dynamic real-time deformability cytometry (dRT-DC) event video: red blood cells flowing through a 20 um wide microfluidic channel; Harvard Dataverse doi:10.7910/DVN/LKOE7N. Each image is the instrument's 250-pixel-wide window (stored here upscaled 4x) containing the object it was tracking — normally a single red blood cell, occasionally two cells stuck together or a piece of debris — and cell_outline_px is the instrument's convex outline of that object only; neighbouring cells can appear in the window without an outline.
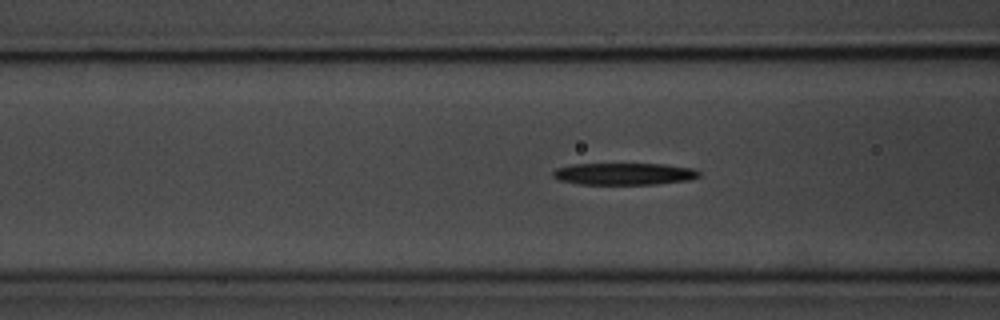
{"species": "common noctule bat (a hibernating species)", "species_latin": "Nyctalus noctula", "temperature_condition": "room temperature", "stored_images_in_passage": 47, "camera_frame_rate_fps": 3000, "um_per_image_px": 0.085, "animal": {"sex": "male", "body_mass_g": 20.1, "forearm_length_mm": 53.5}, "frame": {"image": 1, "passage_image": 19, "time_ms": 6.0, "image_size_px": [1000, 320], "cell_outline_px": [[700, 176], [688, 180], [656, 184], [580, 184], [560, 180], [552, 176], [552, 172], [556, 168], [572, 164], [664, 164], [692, 168], [700, 172]], "centroid_in_image_um": [53.04, 14.77], "position_along_channel_um": 113.6, "area_um2": 18.61}}
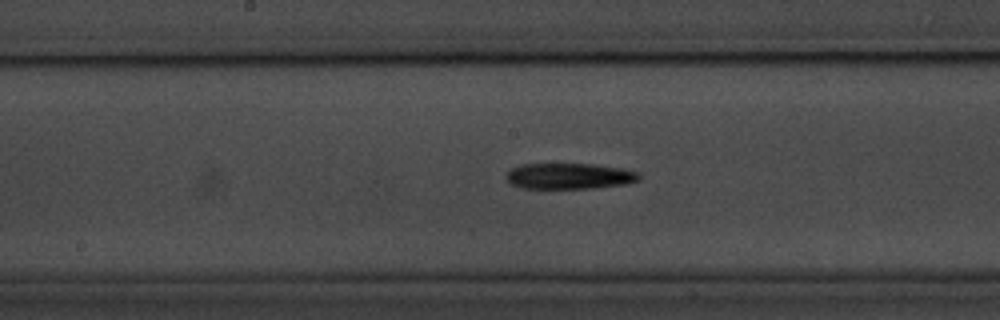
{"frame": {"image": 2, "passage_image": 26, "time_ms": 8.333, "image_size_px": [1000, 320], "cell_outline_px": [[640, 180], [628, 184], [592, 188], [524, 188], [512, 184], [504, 176], [512, 168], [520, 164], [596, 164], [620, 168], [636, 172], [640, 176]], "centroid_in_image_um": [48.4, 14.96], "position_along_channel_um": 199.8, "area_um2": 20.0}}
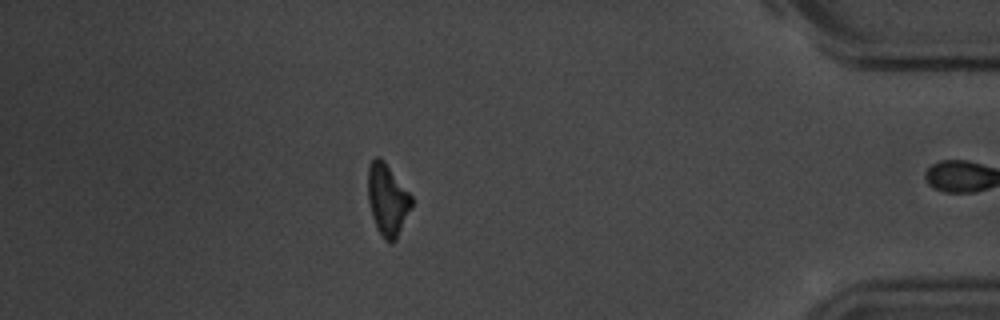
{"frame": {"image": 3, "passage_image": 46, "time_ms": 15.0, "image_size_px": [1000, 320], "cell_outline_px": [[412, 204], [396, 240], [392, 244], [388, 244], [384, 240], [376, 228], [372, 216], [368, 200], [368, 168], [372, 160], [376, 156], [380, 156], [384, 160], [412, 196]], "centroid_in_image_um": [32.92, 16.99], "position_along_channel_um": 402.3, "area_um2": 18.26}, "authors_computed_cell_mechanics": {"area_um2": 19.0162, "velocity_mm_per_s": 3.683, "shape_relaxation_time_tau1_ms": 6.8212, "shape_relaxation_time_tau2_ms": 5.5693, "deformation_change_tau1": 0.2061, "deformation_change_tau2": 0.1875}}